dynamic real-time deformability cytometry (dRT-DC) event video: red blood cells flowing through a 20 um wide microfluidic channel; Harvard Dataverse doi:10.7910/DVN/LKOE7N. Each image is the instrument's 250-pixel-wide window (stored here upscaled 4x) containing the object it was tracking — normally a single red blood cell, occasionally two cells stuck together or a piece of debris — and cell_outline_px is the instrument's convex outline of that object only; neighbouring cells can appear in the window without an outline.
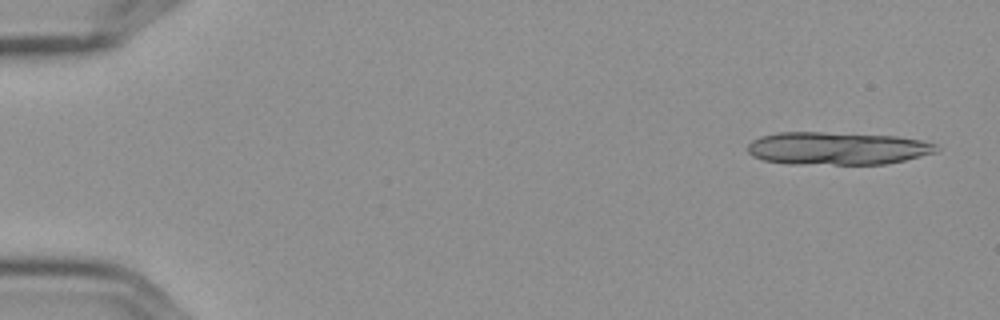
{"species": "Egyptian fruit bat (a non-hibernating species)", "species_latin": "Rousettus aegyptiacus", "temperature_condition": "cold", "stored_images_in_passage": 4, "camera_frame_rate_fps": 3000, "um_per_image_px": 0.085, "frame": {"image": 1, "passage_image": 1, "time_ms": 0.0, "image_size_px": [1000, 320], "cell_outline_px": [[944, 148], [936, 152], [904, 160], [884, 164], [788, 164], [764, 160], [752, 156], [748, 152], [748, 144], [752, 140], [760, 136], [776, 132], [824, 132], [896, 136], [920, 140], [936, 144]], "centroid_in_image_um": [71.16, 12.61], "position_along_channel_um": 13.8, "area_um2": 36.3}}